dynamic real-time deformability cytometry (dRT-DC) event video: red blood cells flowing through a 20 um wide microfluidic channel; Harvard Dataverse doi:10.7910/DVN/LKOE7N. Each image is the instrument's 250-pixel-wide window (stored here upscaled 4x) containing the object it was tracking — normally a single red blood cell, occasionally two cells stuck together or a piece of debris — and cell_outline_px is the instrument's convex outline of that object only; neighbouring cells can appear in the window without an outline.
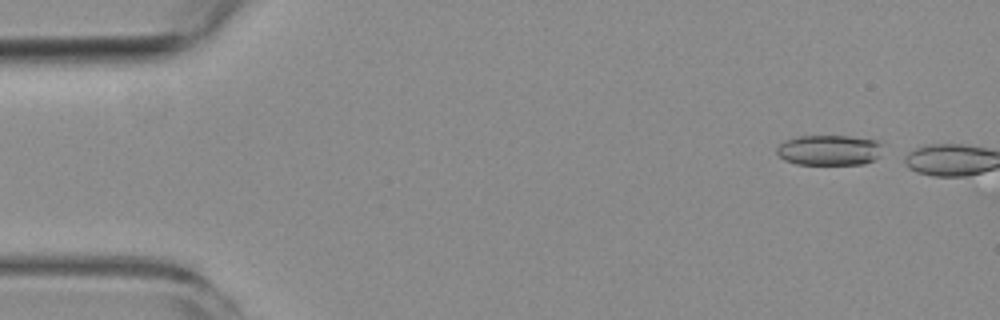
{"species": "common noctule bat (a hibernating species)", "species_latin": "Nyctalus noctula", "temperature_condition": "room temperature", "stored_images_in_passage": 2, "camera_frame_rate_fps": 3000, "um_per_image_px": 0.085, "animal": {"sex": "female", "body_mass_g": 19.3, "forearm_length_mm": 54.1}, "frame": {"image": 1, "passage_image": 1, "time_ms": 0.0, "image_size_px": [1000, 320], "cell_outline_px": [[880, 156], [864, 164], [796, 164], [784, 160], [776, 152], [776, 148], [784, 140], [796, 136], [848, 136], [880, 140]], "centroid_in_image_um": [70.46, 12.75], "position_along_channel_um": 14.5, "area_um2": 18.84}}